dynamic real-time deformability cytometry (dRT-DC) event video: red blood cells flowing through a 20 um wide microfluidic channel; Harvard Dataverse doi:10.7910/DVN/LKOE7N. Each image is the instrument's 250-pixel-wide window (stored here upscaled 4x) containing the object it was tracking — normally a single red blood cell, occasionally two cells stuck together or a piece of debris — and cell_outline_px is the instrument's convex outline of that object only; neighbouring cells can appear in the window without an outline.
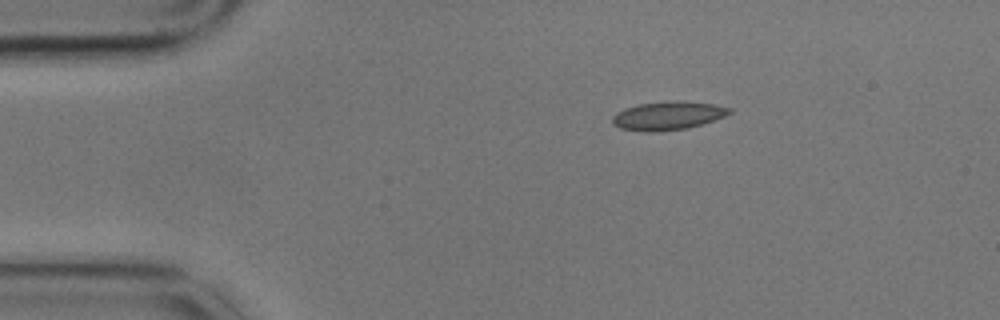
{"species": "common noctule bat (a hibernating species)", "species_latin": "Nyctalus noctula", "temperature_condition": "cold", "stored_images_in_passage": 4, "camera_frame_rate_fps": 3000, "um_per_image_px": 0.085, "animal": {"sex": "male", "body_mass_g": 17.9}, "frame": {"image": 1, "passage_image": 1, "time_ms": 0.0, "image_size_px": [1000, 320], "cell_outline_px": [[732, 112], [724, 116], [688, 128], [656, 132], [644, 132], [620, 128], [612, 124], [612, 116], [616, 112], [624, 108], [640, 104], [716, 104], [732, 108]], "centroid_in_image_um": [56.7, 9.9], "position_along_channel_um": 28.3, "area_um2": 18.38}}
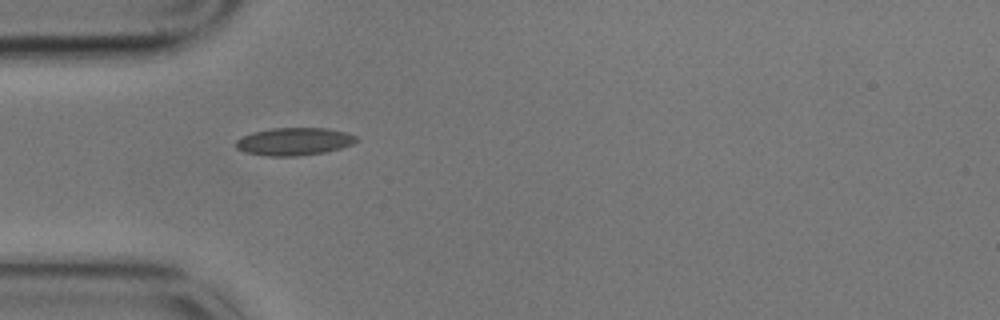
{"frame": {"image": 2, "passage_image": 3, "time_ms": 0.667, "image_size_px": [1000, 320], "cell_outline_px": [[360, 140], [352, 144], [340, 148], [324, 152], [296, 156], [268, 156], [244, 152], [236, 148], [236, 140], [252, 132], [272, 128], [328, 128], [344, 132], [356, 136]], "centroid_in_image_um": [25.0, 12.02], "position_along_channel_um": 60.0, "area_um2": 19.36}}